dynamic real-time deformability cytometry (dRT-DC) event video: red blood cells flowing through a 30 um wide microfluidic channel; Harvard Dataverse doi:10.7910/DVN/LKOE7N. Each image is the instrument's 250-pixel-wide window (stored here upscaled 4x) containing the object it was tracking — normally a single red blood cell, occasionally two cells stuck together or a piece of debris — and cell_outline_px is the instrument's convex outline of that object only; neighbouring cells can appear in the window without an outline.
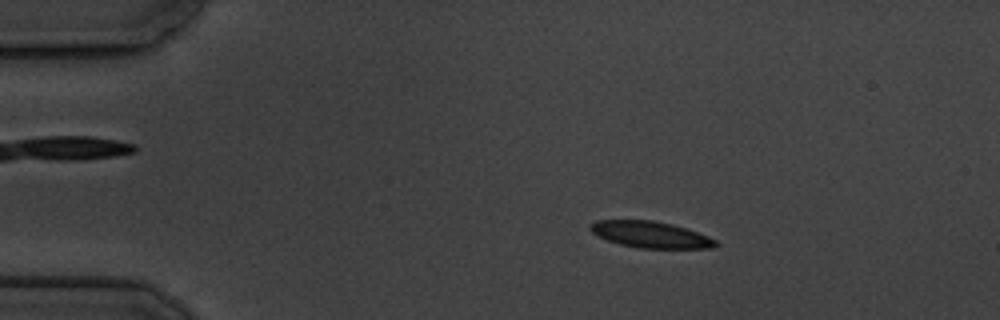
{"species": "common noctule bat (a hibernating species)", "species_latin": "Nyctalus noctula", "temperature_condition": "cold", "stored_images_in_passage": 6, "segment_of_instrument_passage": [1, 2], "camera_frame_rate_fps": 3000, "um_per_image_px": 0.085, "animal": {"sex": "male", "body_mass_g": 19.5, "forearm_length_mm": 54.6}, "frame": {"image": 1, "passage_image": 3, "time_ms": 2.333, "image_size_px": [1000, 320], "cell_outline_px": [[720, 244], [712, 248], [640, 248], [620, 244], [596, 236], [588, 228], [596, 220], [652, 220], [672, 224], [708, 236], [716, 240]], "centroid_in_image_um": [55.29, 19.94], "position_along_channel_um": 29.7, "area_um2": 19.19}}